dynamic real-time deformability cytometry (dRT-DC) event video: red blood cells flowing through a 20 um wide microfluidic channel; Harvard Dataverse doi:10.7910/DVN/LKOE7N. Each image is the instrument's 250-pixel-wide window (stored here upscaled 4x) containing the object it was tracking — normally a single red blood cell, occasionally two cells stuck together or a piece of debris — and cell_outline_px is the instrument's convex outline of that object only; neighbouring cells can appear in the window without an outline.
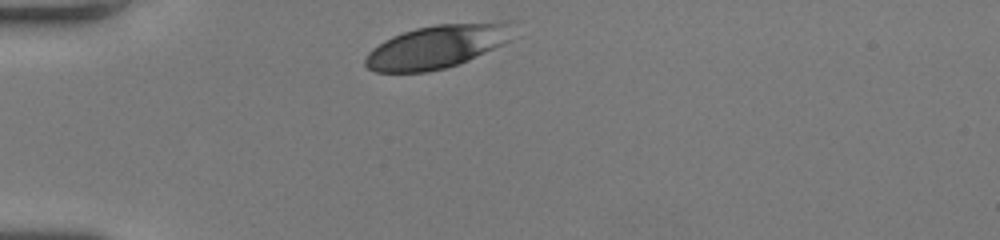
{"species": "human", "species_latin": "Homo sapiens", "temperature_condition": "room temperature", "stored_images_in_passage": 29, "camera_frame_rate_fps": 3000, "um_per_image_px": 0.085, "donor": {"sex": "female"}, "frame": {"image": 1, "passage_image": 1, "time_ms": 0.0, "image_size_px": [1000, 240], "cell_outline_px": [[512, 20], [508, 40], [460, 64], [428, 72], [376, 72], [368, 68], [364, 64], [364, 60], [368, 52], [372, 48], [384, 40], [392, 36], [416, 28], [436, 24], [500, 20]], "centroid_in_image_um": [37.11, 3.94], "position_along_channel_um": 47.9, "area_um2": 37.34}}
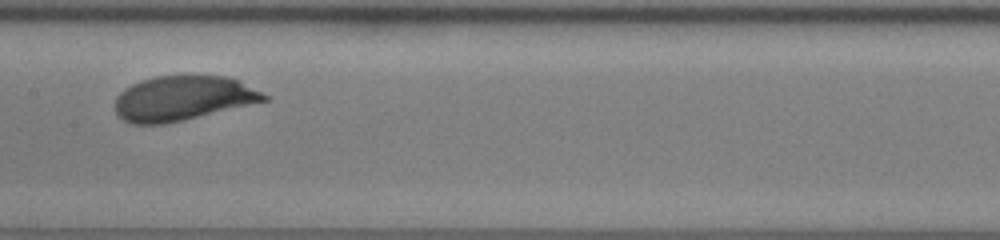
{"frame": {"image": 2, "passage_image": 14, "time_ms": 4.333, "image_size_px": [1000, 240], "cell_outline_px": [[268, 100], [164, 124], [132, 124], [124, 120], [116, 112], [116, 96], [124, 88], [140, 80], [156, 76], [224, 76], [240, 80], [268, 96]], "centroid_in_image_um": [15.51, 8.34], "position_along_channel_um": 191.9, "area_um2": 38.38}}
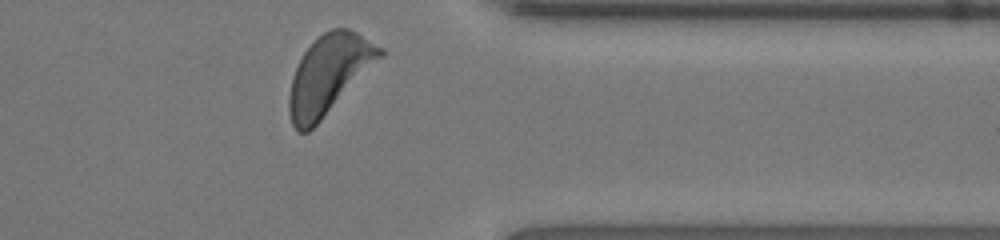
{"frame": {"image": 3, "passage_image": 29, "time_ms": 9.333, "image_size_px": [1000, 240], "cell_outline_px": [[384, 56], [308, 132], [300, 132], [292, 124], [288, 112], [288, 96], [292, 76], [304, 52], [312, 40], [324, 32], [332, 28], [348, 28], [356, 32], [384, 48]], "centroid_in_image_um": [27.96, 6.3], "position_along_channel_um": 383.4, "area_um2": 41.44}, "authors_computed_cell_mechanics": {"area_um2": 39.304, "velocity_mm_per_s": 3.9657, "shape_relaxation_time_tau1_ms": 1.972, "shape_relaxation_time_tau2_ms": null, "deformation_change_tau1": 0.1166, "deformation_change_tau2": null}}